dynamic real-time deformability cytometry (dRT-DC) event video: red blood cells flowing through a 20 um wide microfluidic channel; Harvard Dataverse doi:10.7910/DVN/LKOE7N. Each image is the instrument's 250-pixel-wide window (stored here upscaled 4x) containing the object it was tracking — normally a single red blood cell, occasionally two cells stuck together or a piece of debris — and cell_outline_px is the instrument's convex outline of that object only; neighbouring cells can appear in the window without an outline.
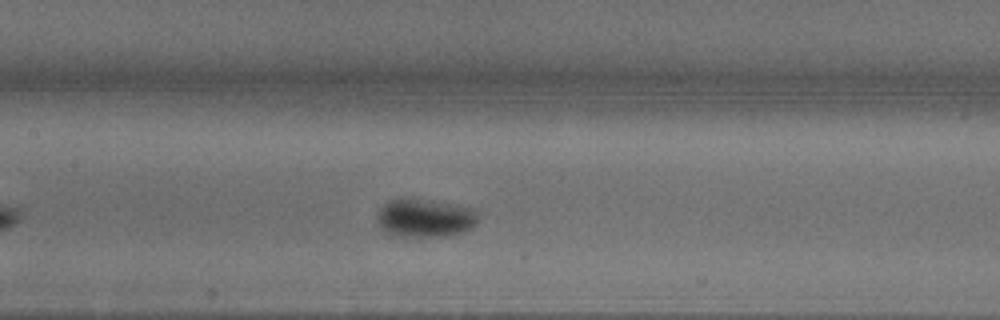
{"species": "common noctule bat (a hibernating species)", "species_latin": "Nyctalus noctula", "temperature_condition": "warm", "stored_images_in_passage": 33, "camera_frame_rate_fps": 3000, "um_per_image_px": 0.085, "animal": {"sex": "male", "body_mass_g": 18.8}, "frame": {"image": 1, "passage_image": 9, "time_ms": 2.667, "image_size_px": [1000, 320], "cell_outline_px": [[480, 216], [476, 224], [472, 228], [464, 232], [448, 236], [416, 240], [404, 240], [388, 236], [380, 228], [376, 216], [376, 212], [388, 200], [404, 196], [476, 208]], "centroid_in_image_um": [36.07, 18.59], "position_along_channel_um": 171.3, "area_um2": 24.45}}
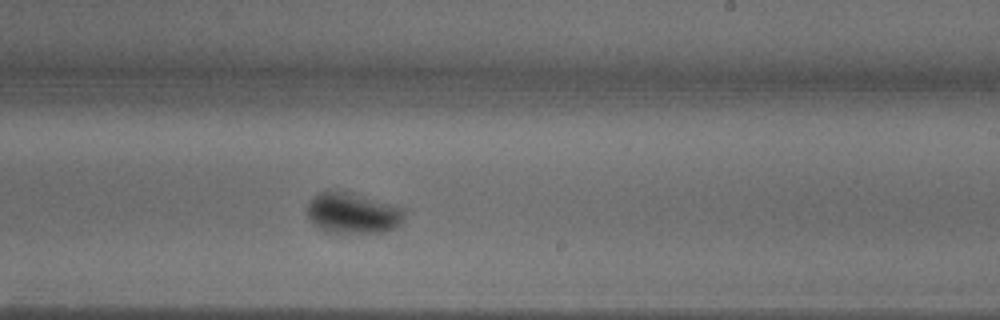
{"frame": {"image": 2, "passage_image": 16, "time_ms": 5.0, "image_size_px": [1000, 320], "cell_outline_px": [[408, 208], [400, 224], [384, 232], [328, 232], [320, 228], [308, 216], [308, 204], [320, 192], [344, 192], [400, 204]], "centroid_in_image_um": [30.11, 18.11], "position_along_channel_um": 258.9, "area_um2": 22.77}}
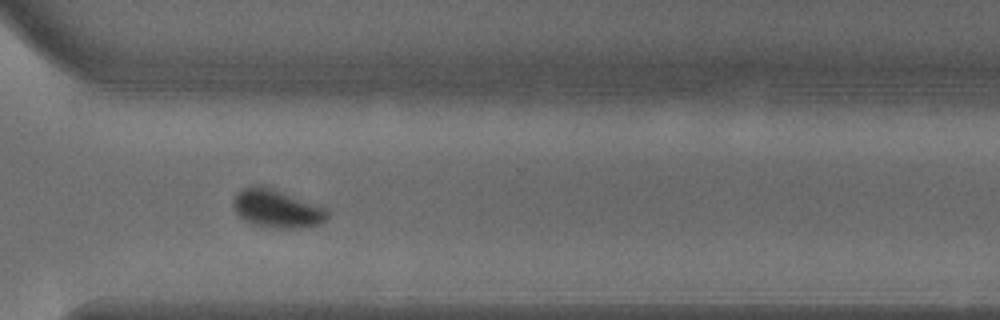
{"frame": {"image": 3, "passage_image": 23, "time_ms": 7.333, "image_size_px": [1000, 320], "cell_outline_px": [[328, 220], [320, 224], [304, 228], [264, 228], [244, 220], [236, 212], [232, 204], [232, 200], [244, 188], [256, 184], [272, 188], [328, 208]], "centroid_in_image_um": [23.57, 17.75], "position_along_channel_um": 347.0, "area_um2": 21.15}, "authors_computed_cell_mechanics": {"area_um2": 20.6924, "velocity_mm_per_s": 3.7713, "shape_relaxation_time_tau1_ms": 2.1873, "shape_relaxation_time_tau2_ms": null, "deformation_change_tau1": 0.0905, "deformation_change_tau2": null}}